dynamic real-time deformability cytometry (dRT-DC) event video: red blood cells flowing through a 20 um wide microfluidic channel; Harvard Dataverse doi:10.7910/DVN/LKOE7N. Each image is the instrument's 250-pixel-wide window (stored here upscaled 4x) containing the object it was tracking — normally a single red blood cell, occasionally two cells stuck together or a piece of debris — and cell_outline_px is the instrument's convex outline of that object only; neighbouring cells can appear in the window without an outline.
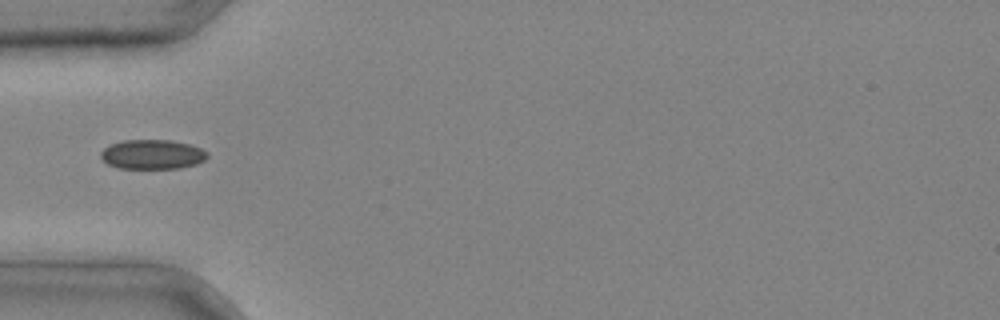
{"species": "common noctule bat (a hibernating species)", "species_latin": "Nyctalus noctula", "temperature_condition": "cold", "stored_images_in_passage": 4, "camera_frame_rate_fps": 3000, "um_per_image_px": 0.085, "animal": {"sex": "male", "body_mass_g": 20.4}, "frame": {"image": 1, "passage_image": 4, "time_ms": 1.0, "image_size_px": [1000, 320], "cell_outline_px": [[208, 156], [204, 160], [196, 164], [180, 168], [120, 168], [108, 164], [100, 156], [100, 152], [108, 144], [120, 140], [172, 140], [188, 144], [200, 148], [208, 152]], "centroid_in_image_um": [12.93, 13.11], "position_along_channel_um": 72.1, "area_um2": 18.38}}